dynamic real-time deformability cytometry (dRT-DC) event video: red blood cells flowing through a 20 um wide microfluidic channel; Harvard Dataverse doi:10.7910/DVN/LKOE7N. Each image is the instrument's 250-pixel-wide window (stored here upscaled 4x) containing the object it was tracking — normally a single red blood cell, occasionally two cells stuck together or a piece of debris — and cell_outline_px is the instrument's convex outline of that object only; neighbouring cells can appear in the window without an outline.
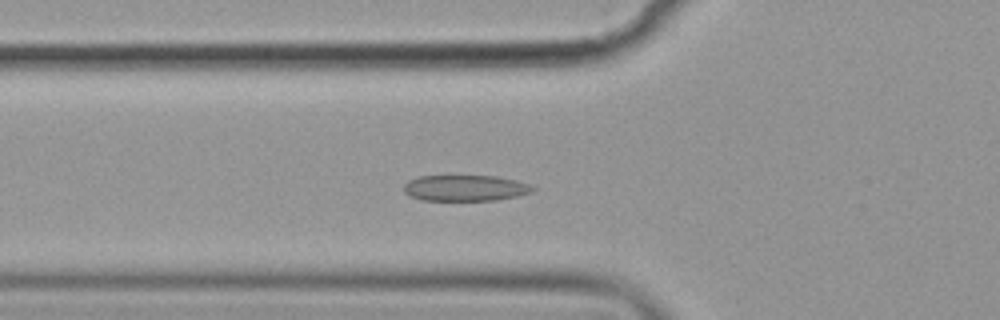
{"species": "common noctule bat (a hibernating species)", "species_latin": "Nyctalus noctula", "temperature_condition": "cold", "stored_images_in_passage": 44, "camera_frame_rate_fps": 3000, "um_per_image_px": 0.085, "animal": {"sex": "female", "body_mass_g": 19.9}, "frame": {"image": 1, "passage_image": 11, "time_ms": 3.333, "image_size_px": [1000, 320], "cell_outline_px": [[536, 188], [532, 192], [516, 196], [496, 200], [420, 200], [404, 192], [404, 184], [408, 180], [420, 176], [496, 176], [516, 180], [528, 184]], "centroid_in_image_um": [39.54, 15.98], "position_along_channel_um": 86.3, "area_um2": 19.42}}
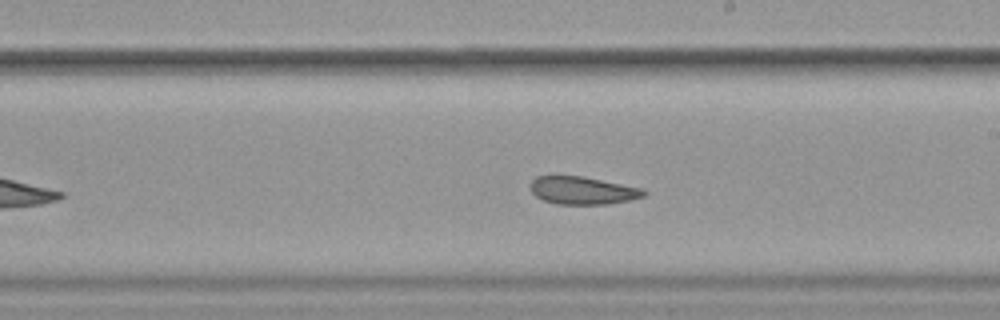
{"frame": {"image": 2, "passage_image": 24, "time_ms": 7.667, "image_size_px": [1000, 320], "cell_outline_px": [[648, 192], [644, 196], [632, 200], [608, 204], [556, 204], [544, 200], [536, 196], [532, 192], [532, 180], [536, 176], [552, 172], [556, 172], [584, 176], [640, 188]], "centroid_in_image_um": [49.46, 16.14], "position_along_channel_um": 239.5, "area_um2": 18.96}}
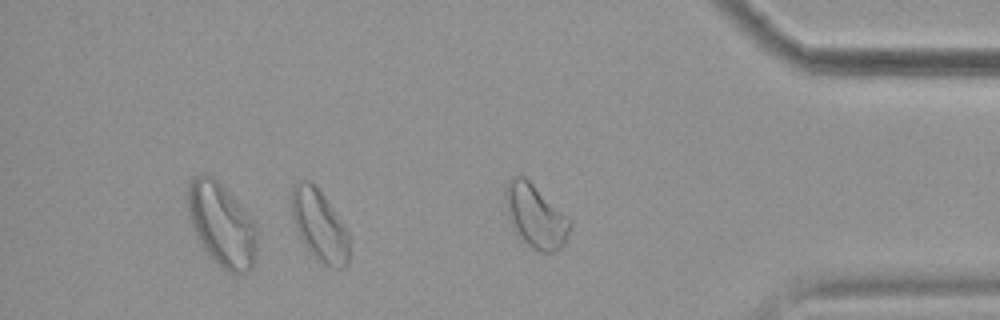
{"frame": {"image": 3, "passage_image": 38, "time_ms": 12.333, "image_size_px": [1000, 320], "cell_outline_px": [[348, 264], [344, 268], [332, 268], [320, 264], [316, 260], [300, 240], [292, 216], [288, 200], [292, 188], [296, 180], [308, 180], [324, 196], [344, 224], [348, 232]], "centroid_in_image_um": [27.1, 19.17], "position_along_channel_um": 408.1, "area_um2": 24.45}, "authors_computed_cell_mechanics": {"area_um2": 19.9699, "velocity_mm_per_s": 3.5352, "shape_relaxation_time_tau1_ms": null, "shape_relaxation_time_tau2_ms": 3.1049, "deformation_change_tau1": null, "deformation_change_tau2": 0.1172}}